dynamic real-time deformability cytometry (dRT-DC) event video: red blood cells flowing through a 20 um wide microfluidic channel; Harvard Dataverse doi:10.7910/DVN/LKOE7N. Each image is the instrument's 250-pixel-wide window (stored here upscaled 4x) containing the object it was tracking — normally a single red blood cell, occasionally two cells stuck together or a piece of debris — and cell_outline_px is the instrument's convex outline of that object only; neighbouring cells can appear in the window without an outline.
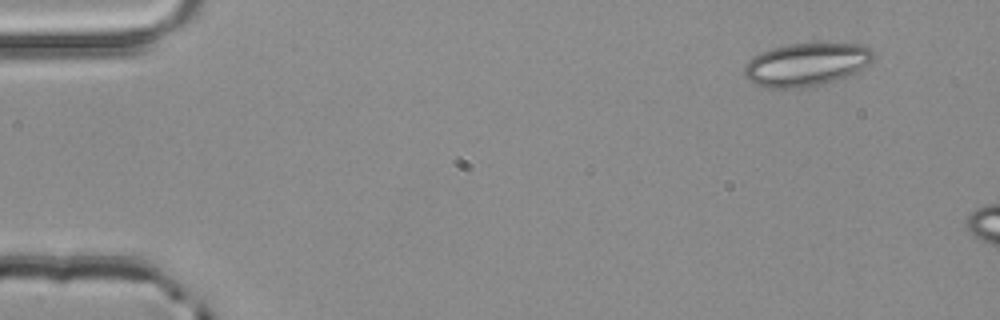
{"species": "common noctule bat (a hibernating species)", "species_latin": "Nyctalus noctula", "temperature_condition": "room temperature", "stored_images_in_passage": 3, "camera_frame_rate_fps": 3000, "um_per_image_px": 0.085, "animal": {"sex": "male", "body_mass_g": 20.4}, "frame": {"image": 1, "passage_image": 1, "time_ms": 0.0, "image_size_px": [1000, 320], "cell_outline_px": [[876, 56], [860, 72], [852, 76], [804, 88], [764, 88], [752, 84], [744, 76], [744, 64], [752, 56], [760, 52], [772, 48], [788, 44], [864, 44], [872, 48]], "centroid_in_image_um": [68.55, 5.5], "position_along_channel_um": 16.5, "area_um2": 33.06}}